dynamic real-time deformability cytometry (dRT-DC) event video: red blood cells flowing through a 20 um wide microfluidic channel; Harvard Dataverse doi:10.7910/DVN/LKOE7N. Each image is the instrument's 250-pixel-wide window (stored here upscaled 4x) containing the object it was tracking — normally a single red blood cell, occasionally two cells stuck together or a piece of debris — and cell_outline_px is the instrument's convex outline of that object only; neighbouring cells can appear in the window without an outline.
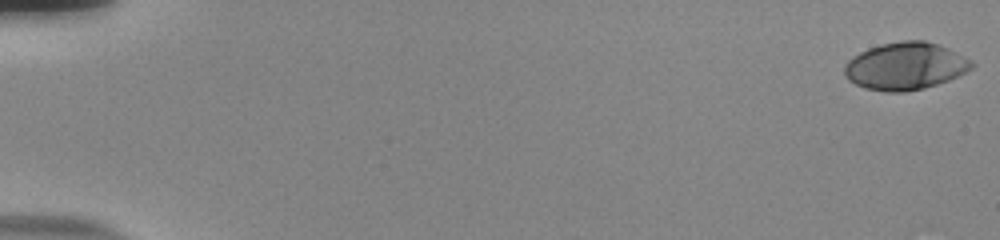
{"species": "human", "species_latin": "Homo sapiens", "temperature_condition": "room temperature", "stored_images_in_passage": 56, "camera_frame_rate_fps": 3000, "um_per_image_px": 0.085, "donor": {"sex": "male"}, "frame": {"image": 1, "passage_image": 1, "time_ms": 0.0, "image_size_px": [1000, 240], "cell_outline_px": [[976, 64], [972, 68], [948, 80], [924, 88], [904, 92], [884, 92], [864, 88], [848, 80], [844, 76], [844, 64], [852, 56], [868, 48], [880, 44], [900, 40], [924, 40], [948, 48], [972, 60]], "centroid_in_image_um": [76.92, 5.61], "position_along_channel_um": 8.1, "area_um2": 35.32}}
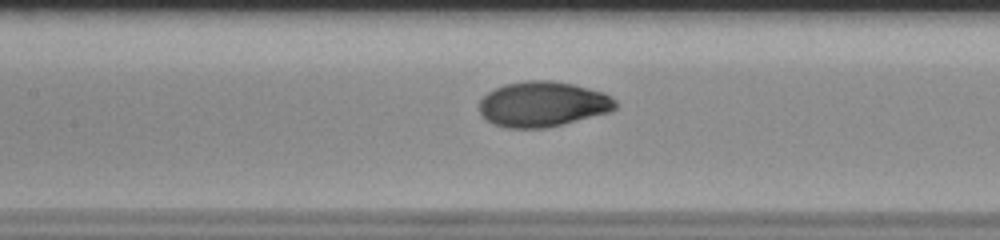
{"frame": {"image": 2, "passage_image": 28, "time_ms": 9.0, "image_size_px": [1000, 240], "cell_outline_px": [[616, 108], [612, 112], [544, 128], [504, 128], [492, 124], [480, 112], [480, 100], [488, 92], [504, 84], [532, 80], [552, 80], [572, 84], [604, 92], [616, 100]], "centroid_in_image_um": [46.15, 8.85], "position_along_channel_um": 161.2, "area_um2": 35.89}}
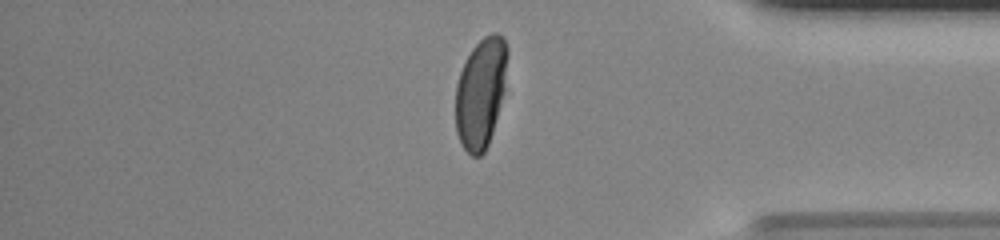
{"frame": {"image": 3, "passage_image": 48, "time_ms": 15.667, "image_size_px": [1000, 240], "cell_outline_px": [[508, 56], [504, 92], [492, 132], [488, 144], [484, 152], [480, 156], [472, 156], [460, 144], [456, 132], [456, 84], [460, 72], [472, 48], [484, 36], [492, 32], [496, 32], [504, 40], [508, 48]], "centroid_in_image_um": [40.87, 7.88], "position_along_channel_um": 394.3, "area_um2": 33.23}, "authors_computed_cell_mechanics": {"area_um2": 34.7667, "velocity_mm_per_s": 3.7553, "shape_relaxation_time_tau1_ms": 3.7256, "shape_relaxation_time_tau2_ms": null, "deformation_change_tau1": 0.1998, "deformation_change_tau2": null}}